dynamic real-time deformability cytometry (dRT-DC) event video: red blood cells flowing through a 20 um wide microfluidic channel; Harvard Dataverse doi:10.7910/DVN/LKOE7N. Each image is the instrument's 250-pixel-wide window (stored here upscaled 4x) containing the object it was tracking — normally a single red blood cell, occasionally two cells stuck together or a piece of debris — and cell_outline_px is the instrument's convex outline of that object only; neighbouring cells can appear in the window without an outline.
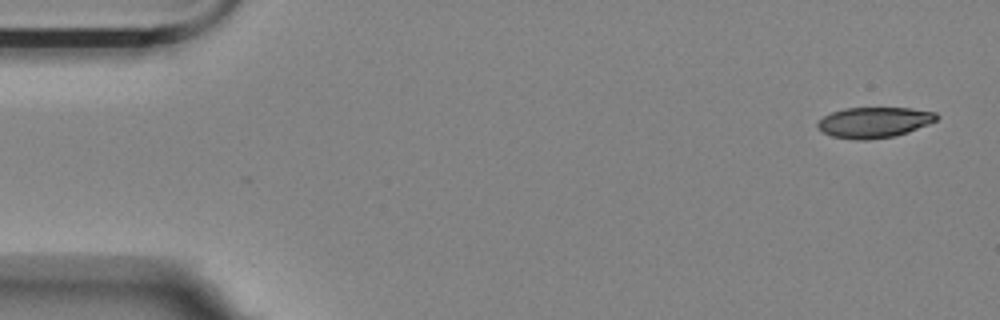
{"species": "Egyptian fruit bat (a non-hibernating species)", "species_latin": "Rousettus aegyptiacus", "temperature_condition": "room temperature", "stored_images_in_passage": 6, "camera_frame_rate_fps": 3000, "um_per_image_px": 0.085, "animal": {"sex": "female"}, "frame": {"image": 1, "passage_image": 1, "time_ms": 0.0, "image_size_px": [1000, 320], "cell_outline_px": [[940, 116], [936, 120], [928, 124], [908, 132], [896, 136], [868, 140], [856, 140], [832, 136], [824, 132], [816, 124], [824, 116], [832, 112], [844, 108], [912, 108], [936, 112]], "centroid_in_image_um": [74.34, 10.4], "position_along_channel_um": 10.7, "area_um2": 21.21}}
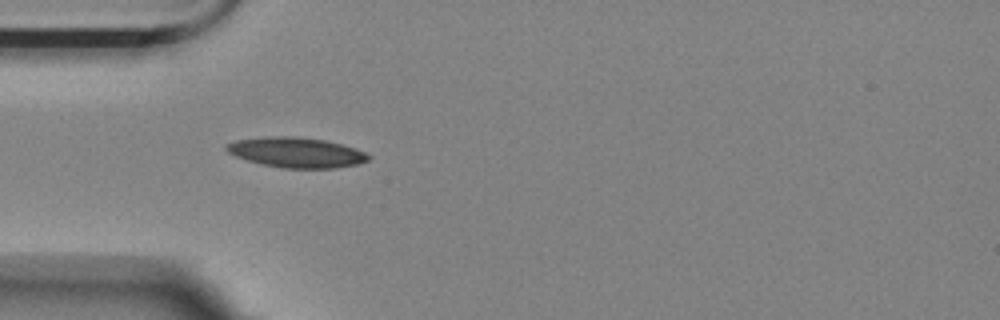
{"frame": {"image": 2, "passage_image": 5, "time_ms": 1.333, "image_size_px": [1000, 320], "cell_outline_px": [[372, 156], [368, 160], [356, 164], [336, 168], [284, 168], [264, 164], [248, 160], [236, 156], [228, 152], [224, 148], [224, 144], [236, 140], [264, 136], [292, 136], [324, 140], [340, 144], [364, 152]], "centroid_in_image_um": [25.14, 12.95], "position_along_channel_um": 59.9, "area_um2": 24.74}}
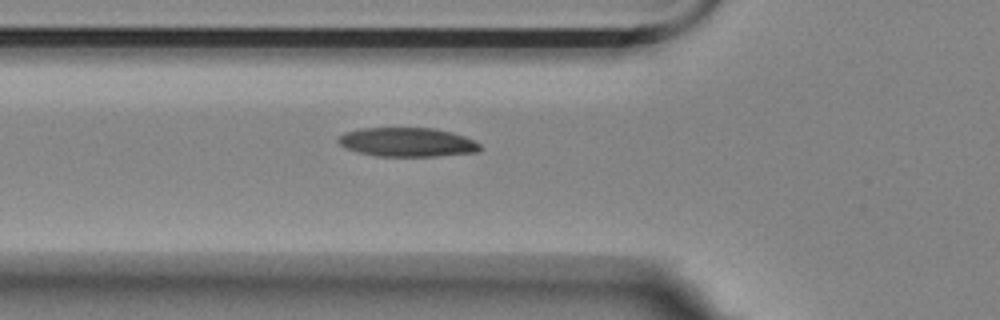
{"frame": {"image": 3, "passage_image": 6, "time_ms": 1.667, "image_size_px": [1000, 320], "cell_outline_px": [[480, 152], [436, 156], [376, 156], [356, 152], [340, 144], [336, 140], [344, 132], [360, 128], [436, 128], [452, 132], [464, 136], [480, 144]], "centroid_in_image_um": [34.62, 12.08], "position_along_channel_um": 91.2, "area_um2": 24.04}}